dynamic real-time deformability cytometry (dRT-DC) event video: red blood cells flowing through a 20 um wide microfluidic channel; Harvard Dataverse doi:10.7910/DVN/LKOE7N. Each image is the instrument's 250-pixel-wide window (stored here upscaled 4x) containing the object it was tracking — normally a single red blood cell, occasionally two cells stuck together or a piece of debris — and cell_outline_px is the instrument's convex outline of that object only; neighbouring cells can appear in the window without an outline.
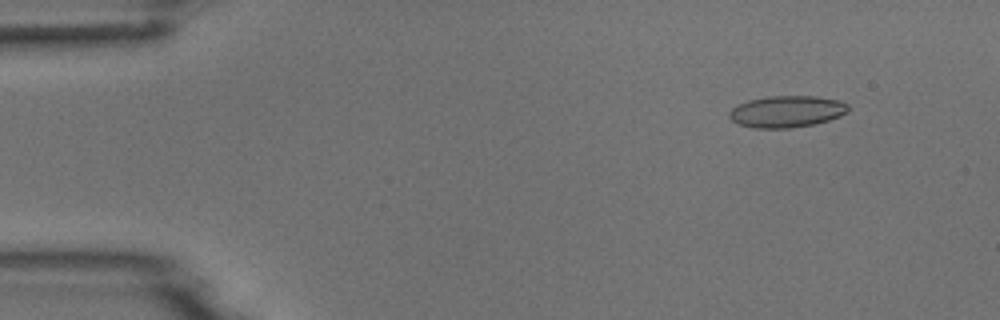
{"species": "common noctule bat (a hibernating species)", "species_latin": "Nyctalus noctula", "temperature_condition": "room temperature", "stored_images_in_passage": 6, "camera_frame_rate_fps": 3000, "um_per_image_px": 0.085, "animal": {"sex": "male", "body_mass_g": 18.8}, "frame": {"image": 1, "passage_image": 1, "time_ms": 0.0, "image_size_px": [1000, 320], "cell_outline_px": [[848, 112], [840, 116], [816, 124], [788, 128], [756, 128], [740, 124], [732, 120], [728, 116], [728, 112], [732, 108], [748, 100], [768, 96], [816, 96], [840, 100], [848, 104]], "centroid_in_image_um": [66.89, 9.47], "position_along_channel_um": 18.1, "area_um2": 21.96}}
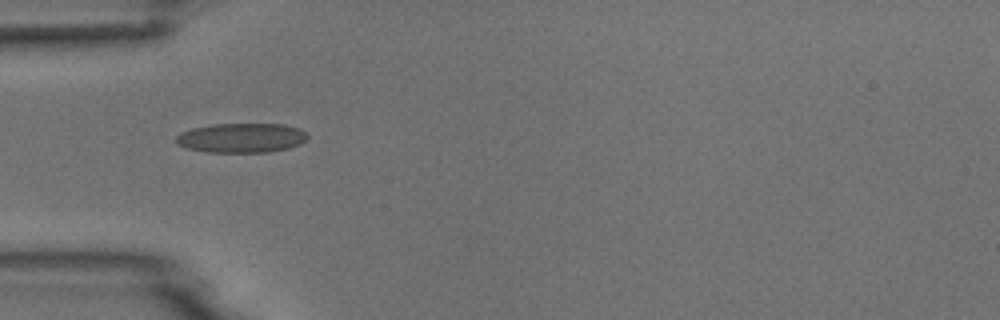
{"frame": {"image": 2, "passage_image": 4, "time_ms": 3.667, "image_size_px": [1000, 320], "cell_outline_px": [[308, 136], [300, 144], [288, 148], [268, 152], [208, 152], [188, 148], [176, 144], [176, 136], [180, 132], [192, 128], [212, 124], [284, 124], [300, 128]], "centroid_in_image_um": [20.5, 11.71], "position_along_channel_um": 64.5, "area_um2": 22.6}}